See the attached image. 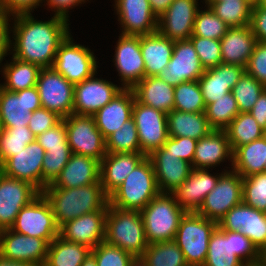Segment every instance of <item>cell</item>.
Returning a JSON list of instances; mask_svg holds the SVG:
<instances>
[{"mask_svg":"<svg viewBox=\"0 0 266 266\" xmlns=\"http://www.w3.org/2000/svg\"><path fill=\"white\" fill-rule=\"evenodd\" d=\"M13 17V30L8 29V34L12 31L14 36L11 40L8 35V51L12 56L41 68L53 67L60 44L71 34L68 21L57 16L37 21L32 14Z\"/></svg>","mask_w":266,"mask_h":266,"instance_id":"1","label":"cell"},{"mask_svg":"<svg viewBox=\"0 0 266 266\" xmlns=\"http://www.w3.org/2000/svg\"><path fill=\"white\" fill-rule=\"evenodd\" d=\"M41 193L49 201L59 228L84 214L108 211L109 196L101 183L74 188H45Z\"/></svg>","mask_w":266,"mask_h":266,"instance_id":"2","label":"cell"},{"mask_svg":"<svg viewBox=\"0 0 266 266\" xmlns=\"http://www.w3.org/2000/svg\"><path fill=\"white\" fill-rule=\"evenodd\" d=\"M159 193L152 162L146 156L109 196V205L122 210L141 211Z\"/></svg>","mask_w":266,"mask_h":266,"instance_id":"3","label":"cell"},{"mask_svg":"<svg viewBox=\"0 0 266 266\" xmlns=\"http://www.w3.org/2000/svg\"><path fill=\"white\" fill-rule=\"evenodd\" d=\"M260 252L241 232L213 231L203 266H251L260 261Z\"/></svg>","mask_w":266,"mask_h":266,"instance_id":"4","label":"cell"},{"mask_svg":"<svg viewBox=\"0 0 266 266\" xmlns=\"http://www.w3.org/2000/svg\"><path fill=\"white\" fill-rule=\"evenodd\" d=\"M105 241L133 256H142L149 244L141 212L122 210L108 205Z\"/></svg>","mask_w":266,"mask_h":266,"instance_id":"5","label":"cell"},{"mask_svg":"<svg viewBox=\"0 0 266 266\" xmlns=\"http://www.w3.org/2000/svg\"><path fill=\"white\" fill-rule=\"evenodd\" d=\"M140 212L148 244L173 241L186 213L172 193H159Z\"/></svg>","mask_w":266,"mask_h":266,"instance_id":"6","label":"cell"},{"mask_svg":"<svg viewBox=\"0 0 266 266\" xmlns=\"http://www.w3.org/2000/svg\"><path fill=\"white\" fill-rule=\"evenodd\" d=\"M218 227L197 212H186L182 217L174 241L184 254L188 266H203L213 231Z\"/></svg>","mask_w":266,"mask_h":266,"instance_id":"7","label":"cell"},{"mask_svg":"<svg viewBox=\"0 0 266 266\" xmlns=\"http://www.w3.org/2000/svg\"><path fill=\"white\" fill-rule=\"evenodd\" d=\"M62 120L67 130V141L71 152L101 162L107 154L106 141L97 128L94 117L73 113Z\"/></svg>","mask_w":266,"mask_h":266,"instance_id":"8","label":"cell"},{"mask_svg":"<svg viewBox=\"0 0 266 266\" xmlns=\"http://www.w3.org/2000/svg\"><path fill=\"white\" fill-rule=\"evenodd\" d=\"M10 229L16 233L44 239L49 244L59 236V227L51 205L42 193L21 209Z\"/></svg>","mask_w":266,"mask_h":266,"instance_id":"9","label":"cell"},{"mask_svg":"<svg viewBox=\"0 0 266 266\" xmlns=\"http://www.w3.org/2000/svg\"><path fill=\"white\" fill-rule=\"evenodd\" d=\"M243 177L233 169L222 171L215 188L206 195L197 211L217 224L225 214L242 202Z\"/></svg>","mask_w":266,"mask_h":266,"instance_id":"10","label":"cell"},{"mask_svg":"<svg viewBox=\"0 0 266 266\" xmlns=\"http://www.w3.org/2000/svg\"><path fill=\"white\" fill-rule=\"evenodd\" d=\"M41 107L65 118L73 114L74 84L53 67L40 70L36 84Z\"/></svg>","mask_w":266,"mask_h":266,"instance_id":"11","label":"cell"},{"mask_svg":"<svg viewBox=\"0 0 266 266\" xmlns=\"http://www.w3.org/2000/svg\"><path fill=\"white\" fill-rule=\"evenodd\" d=\"M60 44L53 68L74 85L97 73V61L94 53L84 45L75 44L71 37Z\"/></svg>","mask_w":266,"mask_h":266,"instance_id":"12","label":"cell"},{"mask_svg":"<svg viewBox=\"0 0 266 266\" xmlns=\"http://www.w3.org/2000/svg\"><path fill=\"white\" fill-rule=\"evenodd\" d=\"M132 117L138 131L140 153L149 156L162 147L169 137L167 114L135 99Z\"/></svg>","mask_w":266,"mask_h":266,"instance_id":"13","label":"cell"},{"mask_svg":"<svg viewBox=\"0 0 266 266\" xmlns=\"http://www.w3.org/2000/svg\"><path fill=\"white\" fill-rule=\"evenodd\" d=\"M217 225L220 230L241 232L259 252L266 246V213L243 201L230 209Z\"/></svg>","mask_w":266,"mask_h":266,"instance_id":"14","label":"cell"},{"mask_svg":"<svg viewBox=\"0 0 266 266\" xmlns=\"http://www.w3.org/2000/svg\"><path fill=\"white\" fill-rule=\"evenodd\" d=\"M40 194L29 182L9 177L0 171V231L10 229L21 209Z\"/></svg>","mask_w":266,"mask_h":266,"instance_id":"15","label":"cell"},{"mask_svg":"<svg viewBox=\"0 0 266 266\" xmlns=\"http://www.w3.org/2000/svg\"><path fill=\"white\" fill-rule=\"evenodd\" d=\"M41 108L37 87L10 92L0 86V128L29 125L31 113Z\"/></svg>","mask_w":266,"mask_h":266,"instance_id":"16","label":"cell"},{"mask_svg":"<svg viewBox=\"0 0 266 266\" xmlns=\"http://www.w3.org/2000/svg\"><path fill=\"white\" fill-rule=\"evenodd\" d=\"M197 52L190 39L174 41L170 62L159 77L169 85L177 86L187 81H197L204 73Z\"/></svg>","mask_w":266,"mask_h":266,"instance_id":"17","label":"cell"},{"mask_svg":"<svg viewBox=\"0 0 266 266\" xmlns=\"http://www.w3.org/2000/svg\"><path fill=\"white\" fill-rule=\"evenodd\" d=\"M91 77L74 85L73 113L93 116L123 90L113 82Z\"/></svg>","mask_w":266,"mask_h":266,"instance_id":"18","label":"cell"},{"mask_svg":"<svg viewBox=\"0 0 266 266\" xmlns=\"http://www.w3.org/2000/svg\"><path fill=\"white\" fill-rule=\"evenodd\" d=\"M49 243L37 237L16 233L11 229L0 231V255L9 260L44 266Z\"/></svg>","mask_w":266,"mask_h":266,"instance_id":"19","label":"cell"},{"mask_svg":"<svg viewBox=\"0 0 266 266\" xmlns=\"http://www.w3.org/2000/svg\"><path fill=\"white\" fill-rule=\"evenodd\" d=\"M45 153L43 147L35 140L28 144L24 150L9 157L0 166V171L9 177L29 182L42 192V163Z\"/></svg>","mask_w":266,"mask_h":266,"instance_id":"20","label":"cell"},{"mask_svg":"<svg viewBox=\"0 0 266 266\" xmlns=\"http://www.w3.org/2000/svg\"><path fill=\"white\" fill-rule=\"evenodd\" d=\"M123 89H132L145 77V64L140 48V36L120 34L114 60Z\"/></svg>","mask_w":266,"mask_h":266,"instance_id":"21","label":"cell"},{"mask_svg":"<svg viewBox=\"0 0 266 266\" xmlns=\"http://www.w3.org/2000/svg\"><path fill=\"white\" fill-rule=\"evenodd\" d=\"M199 9L198 0H174L158 18L157 31L173 41L189 39Z\"/></svg>","mask_w":266,"mask_h":266,"instance_id":"22","label":"cell"},{"mask_svg":"<svg viewBox=\"0 0 266 266\" xmlns=\"http://www.w3.org/2000/svg\"><path fill=\"white\" fill-rule=\"evenodd\" d=\"M120 34L143 36L157 31L158 18L152 12L148 0H115Z\"/></svg>","mask_w":266,"mask_h":266,"instance_id":"23","label":"cell"},{"mask_svg":"<svg viewBox=\"0 0 266 266\" xmlns=\"http://www.w3.org/2000/svg\"><path fill=\"white\" fill-rule=\"evenodd\" d=\"M106 214L107 211H96L70 220L59 228V236L94 249L105 241Z\"/></svg>","mask_w":266,"mask_h":266,"instance_id":"24","label":"cell"},{"mask_svg":"<svg viewBox=\"0 0 266 266\" xmlns=\"http://www.w3.org/2000/svg\"><path fill=\"white\" fill-rule=\"evenodd\" d=\"M148 157L152 162L160 193H172L193 170L192 164L179 159L163 146L154 150Z\"/></svg>","mask_w":266,"mask_h":266,"instance_id":"25","label":"cell"},{"mask_svg":"<svg viewBox=\"0 0 266 266\" xmlns=\"http://www.w3.org/2000/svg\"><path fill=\"white\" fill-rule=\"evenodd\" d=\"M209 169H195L188 178L172 192L176 202L186 212H197L209 194L216 186L219 175H212Z\"/></svg>","mask_w":266,"mask_h":266,"instance_id":"26","label":"cell"},{"mask_svg":"<svg viewBox=\"0 0 266 266\" xmlns=\"http://www.w3.org/2000/svg\"><path fill=\"white\" fill-rule=\"evenodd\" d=\"M244 72L243 66L225 63L206 69L198 79L206 106L232 92Z\"/></svg>","mask_w":266,"mask_h":266,"instance_id":"27","label":"cell"},{"mask_svg":"<svg viewBox=\"0 0 266 266\" xmlns=\"http://www.w3.org/2000/svg\"><path fill=\"white\" fill-rule=\"evenodd\" d=\"M92 183H100V161L72 153L60 175L45 188H74Z\"/></svg>","mask_w":266,"mask_h":266,"instance_id":"28","label":"cell"},{"mask_svg":"<svg viewBox=\"0 0 266 266\" xmlns=\"http://www.w3.org/2000/svg\"><path fill=\"white\" fill-rule=\"evenodd\" d=\"M135 96L132 89H123L94 115L96 126L106 140L132 117Z\"/></svg>","mask_w":266,"mask_h":266,"instance_id":"29","label":"cell"},{"mask_svg":"<svg viewBox=\"0 0 266 266\" xmlns=\"http://www.w3.org/2000/svg\"><path fill=\"white\" fill-rule=\"evenodd\" d=\"M146 156L143 153H107L100 162V183L110 196Z\"/></svg>","mask_w":266,"mask_h":266,"instance_id":"30","label":"cell"},{"mask_svg":"<svg viewBox=\"0 0 266 266\" xmlns=\"http://www.w3.org/2000/svg\"><path fill=\"white\" fill-rule=\"evenodd\" d=\"M257 42L250 24L230 27L220 40L222 63L246 67Z\"/></svg>","mask_w":266,"mask_h":266,"instance_id":"31","label":"cell"},{"mask_svg":"<svg viewBox=\"0 0 266 266\" xmlns=\"http://www.w3.org/2000/svg\"><path fill=\"white\" fill-rule=\"evenodd\" d=\"M232 150L225 130H212L197 141L192 167L209 169L225 160L232 164Z\"/></svg>","mask_w":266,"mask_h":266,"instance_id":"32","label":"cell"},{"mask_svg":"<svg viewBox=\"0 0 266 266\" xmlns=\"http://www.w3.org/2000/svg\"><path fill=\"white\" fill-rule=\"evenodd\" d=\"M140 48L145 64V77L159 76L170 62L174 41L156 31L140 36Z\"/></svg>","mask_w":266,"mask_h":266,"instance_id":"33","label":"cell"},{"mask_svg":"<svg viewBox=\"0 0 266 266\" xmlns=\"http://www.w3.org/2000/svg\"><path fill=\"white\" fill-rule=\"evenodd\" d=\"M135 99L168 114L174 109V86L159 76L144 77L133 88Z\"/></svg>","mask_w":266,"mask_h":266,"instance_id":"34","label":"cell"},{"mask_svg":"<svg viewBox=\"0 0 266 266\" xmlns=\"http://www.w3.org/2000/svg\"><path fill=\"white\" fill-rule=\"evenodd\" d=\"M167 127L169 137H189L197 141L213 130L205 112H183L174 109L167 114Z\"/></svg>","mask_w":266,"mask_h":266,"instance_id":"35","label":"cell"},{"mask_svg":"<svg viewBox=\"0 0 266 266\" xmlns=\"http://www.w3.org/2000/svg\"><path fill=\"white\" fill-rule=\"evenodd\" d=\"M266 133L251 143L244 144L233 151L232 165L234 171L243 178L252 174L265 172Z\"/></svg>","mask_w":266,"mask_h":266,"instance_id":"36","label":"cell"},{"mask_svg":"<svg viewBox=\"0 0 266 266\" xmlns=\"http://www.w3.org/2000/svg\"><path fill=\"white\" fill-rule=\"evenodd\" d=\"M4 64L3 77L5 83L0 86L10 92H17L24 89L35 87L37 84L40 66L23 62L12 56L11 62Z\"/></svg>","mask_w":266,"mask_h":266,"instance_id":"37","label":"cell"},{"mask_svg":"<svg viewBox=\"0 0 266 266\" xmlns=\"http://www.w3.org/2000/svg\"><path fill=\"white\" fill-rule=\"evenodd\" d=\"M89 247L57 236L48 247L44 266H81L91 254Z\"/></svg>","mask_w":266,"mask_h":266,"instance_id":"38","label":"cell"},{"mask_svg":"<svg viewBox=\"0 0 266 266\" xmlns=\"http://www.w3.org/2000/svg\"><path fill=\"white\" fill-rule=\"evenodd\" d=\"M232 152L265 135V131L249 112L239 113L225 129Z\"/></svg>","mask_w":266,"mask_h":266,"instance_id":"39","label":"cell"},{"mask_svg":"<svg viewBox=\"0 0 266 266\" xmlns=\"http://www.w3.org/2000/svg\"><path fill=\"white\" fill-rule=\"evenodd\" d=\"M254 0H231L212 2L209 7L229 27H242L251 22Z\"/></svg>","mask_w":266,"mask_h":266,"instance_id":"40","label":"cell"},{"mask_svg":"<svg viewBox=\"0 0 266 266\" xmlns=\"http://www.w3.org/2000/svg\"><path fill=\"white\" fill-rule=\"evenodd\" d=\"M142 257L149 266H188L174 240L149 244Z\"/></svg>","mask_w":266,"mask_h":266,"instance_id":"41","label":"cell"},{"mask_svg":"<svg viewBox=\"0 0 266 266\" xmlns=\"http://www.w3.org/2000/svg\"><path fill=\"white\" fill-rule=\"evenodd\" d=\"M240 113L232 92L206 106L205 114L213 130H225Z\"/></svg>","mask_w":266,"mask_h":266,"instance_id":"42","label":"cell"},{"mask_svg":"<svg viewBox=\"0 0 266 266\" xmlns=\"http://www.w3.org/2000/svg\"><path fill=\"white\" fill-rule=\"evenodd\" d=\"M35 141V135L28 126L0 128V166Z\"/></svg>","mask_w":266,"mask_h":266,"instance_id":"43","label":"cell"},{"mask_svg":"<svg viewBox=\"0 0 266 266\" xmlns=\"http://www.w3.org/2000/svg\"><path fill=\"white\" fill-rule=\"evenodd\" d=\"M107 153H137L140 152L138 131L131 117L106 140Z\"/></svg>","mask_w":266,"mask_h":266,"instance_id":"44","label":"cell"},{"mask_svg":"<svg viewBox=\"0 0 266 266\" xmlns=\"http://www.w3.org/2000/svg\"><path fill=\"white\" fill-rule=\"evenodd\" d=\"M174 110L205 112L206 104L197 81H187L174 87Z\"/></svg>","mask_w":266,"mask_h":266,"instance_id":"45","label":"cell"},{"mask_svg":"<svg viewBox=\"0 0 266 266\" xmlns=\"http://www.w3.org/2000/svg\"><path fill=\"white\" fill-rule=\"evenodd\" d=\"M230 27L207 6L198 10L192 36L221 40Z\"/></svg>","mask_w":266,"mask_h":266,"instance_id":"46","label":"cell"},{"mask_svg":"<svg viewBox=\"0 0 266 266\" xmlns=\"http://www.w3.org/2000/svg\"><path fill=\"white\" fill-rule=\"evenodd\" d=\"M265 88L263 84L245 71L232 89L240 113L249 112Z\"/></svg>","mask_w":266,"mask_h":266,"instance_id":"47","label":"cell"},{"mask_svg":"<svg viewBox=\"0 0 266 266\" xmlns=\"http://www.w3.org/2000/svg\"><path fill=\"white\" fill-rule=\"evenodd\" d=\"M242 201L266 213V172L243 178Z\"/></svg>","mask_w":266,"mask_h":266,"instance_id":"48","label":"cell"},{"mask_svg":"<svg viewBox=\"0 0 266 266\" xmlns=\"http://www.w3.org/2000/svg\"><path fill=\"white\" fill-rule=\"evenodd\" d=\"M72 152L70 148L48 149L45 153L42 172H43V190L49 184H52L60 175L70 159Z\"/></svg>","mask_w":266,"mask_h":266,"instance_id":"49","label":"cell"},{"mask_svg":"<svg viewBox=\"0 0 266 266\" xmlns=\"http://www.w3.org/2000/svg\"><path fill=\"white\" fill-rule=\"evenodd\" d=\"M199 57L202 67L206 70L222 63L220 40L191 36L189 38Z\"/></svg>","mask_w":266,"mask_h":266,"instance_id":"50","label":"cell"},{"mask_svg":"<svg viewBox=\"0 0 266 266\" xmlns=\"http://www.w3.org/2000/svg\"><path fill=\"white\" fill-rule=\"evenodd\" d=\"M91 255L95 258L97 266H128L134 257L129 252L108 244L106 241L92 249Z\"/></svg>","mask_w":266,"mask_h":266,"instance_id":"51","label":"cell"},{"mask_svg":"<svg viewBox=\"0 0 266 266\" xmlns=\"http://www.w3.org/2000/svg\"><path fill=\"white\" fill-rule=\"evenodd\" d=\"M35 140L43 147L45 152L48 149L70 148L67 141V130L63 120L53 128L37 135Z\"/></svg>","mask_w":266,"mask_h":266,"instance_id":"52","label":"cell"},{"mask_svg":"<svg viewBox=\"0 0 266 266\" xmlns=\"http://www.w3.org/2000/svg\"><path fill=\"white\" fill-rule=\"evenodd\" d=\"M245 71L266 87V42H257Z\"/></svg>","mask_w":266,"mask_h":266,"instance_id":"53","label":"cell"},{"mask_svg":"<svg viewBox=\"0 0 266 266\" xmlns=\"http://www.w3.org/2000/svg\"><path fill=\"white\" fill-rule=\"evenodd\" d=\"M62 119L57 113L41 107L31 113L28 127L36 137L59 124Z\"/></svg>","mask_w":266,"mask_h":266,"instance_id":"54","label":"cell"},{"mask_svg":"<svg viewBox=\"0 0 266 266\" xmlns=\"http://www.w3.org/2000/svg\"><path fill=\"white\" fill-rule=\"evenodd\" d=\"M197 140L189 137H168L163 147L179 159L193 162Z\"/></svg>","mask_w":266,"mask_h":266,"instance_id":"55","label":"cell"},{"mask_svg":"<svg viewBox=\"0 0 266 266\" xmlns=\"http://www.w3.org/2000/svg\"><path fill=\"white\" fill-rule=\"evenodd\" d=\"M45 0H0V11L7 17L31 14Z\"/></svg>","mask_w":266,"mask_h":266,"instance_id":"56","label":"cell"},{"mask_svg":"<svg viewBox=\"0 0 266 266\" xmlns=\"http://www.w3.org/2000/svg\"><path fill=\"white\" fill-rule=\"evenodd\" d=\"M251 29L258 42H266V8L252 5Z\"/></svg>","mask_w":266,"mask_h":266,"instance_id":"57","label":"cell"},{"mask_svg":"<svg viewBox=\"0 0 266 266\" xmlns=\"http://www.w3.org/2000/svg\"><path fill=\"white\" fill-rule=\"evenodd\" d=\"M49 8L54 9V16L60 17L69 21V10L73 9L75 6L85 3L86 0H46ZM89 1V0H87ZM56 10V11H55Z\"/></svg>","mask_w":266,"mask_h":266,"instance_id":"58","label":"cell"},{"mask_svg":"<svg viewBox=\"0 0 266 266\" xmlns=\"http://www.w3.org/2000/svg\"><path fill=\"white\" fill-rule=\"evenodd\" d=\"M249 113L266 132V88L259 95L258 100L255 102Z\"/></svg>","mask_w":266,"mask_h":266,"instance_id":"59","label":"cell"},{"mask_svg":"<svg viewBox=\"0 0 266 266\" xmlns=\"http://www.w3.org/2000/svg\"><path fill=\"white\" fill-rule=\"evenodd\" d=\"M9 20V17L0 11V66L4 57L8 55V29H11Z\"/></svg>","mask_w":266,"mask_h":266,"instance_id":"60","label":"cell"},{"mask_svg":"<svg viewBox=\"0 0 266 266\" xmlns=\"http://www.w3.org/2000/svg\"><path fill=\"white\" fill-rule=\"evenodd\" d=\"M152 12L159 18L174 0H148Z\"/></svg>","mask_w":266,"mask_h":266,"instance_id":"61","label":"cell"},{"mask_svg":"<svg viewBox=\"0 0 266 266\" xmlns=\"http://www.w3.org/2000/svg\"><path fill=\"white\" fill-rule=\"evenodd\" d=\"M0 266H40L37 264H32L28 262H21L15 260L5 259L0 255Z\"/></svg>","mask_w":266,"mask_h":266,"instance_id":"62","label":"cell"},{"mask_svg":"<svg viewBox=\"0 0 266 266\" xmlns=\"http://www.w3.org/2000/svg\"><path fill=\"white\" fill-rule=\"evenodd\" d=\"M128 266H149L142 256H134Z\"/></svg>","mask_w":266,"mask_h":266,"instance_id":"63","label":"cell"},{"mask_svg":"<svg viewBox=\"0 0 266 266\" xmlns=\"http://www.w3.org/2000/svg\"><path fill=\"white\" fill-rule=\"evenodd\" d=\"M81 266H97L95 258L90 254L82 263Z\"/></svg>","mask_w":266,"mask_h":266,"instance_id":"64","label":"cell"},{"mask_svg":"<svg viewBox=\"0 0 266 266\" xmlns=\"http://www.w3.org/2000/svg\"><path fill=\"white\" fill-rule=\"evenodd\" d=\"M254 4L266 8V0H254Z\"/></svg>","mask_w":266,"mask_h":266,"instance_id":"65","label":"cell"},{"mask_svg":"<svg viewBox=\"0 0 266 266\" xmlns=\"http://www.w3.org/2000/svg\"><path fill=\"white\" fill-rule=\"evenodd\" d=\"M260 258L262 261L266 262V246L264 249L260 252Z\"/></svg>","mask_w":266,"mask_h":266,"instance_id":"66","label":"cell"},{"mask_svg":"<svg viewBox=\"0 0 266 266\" xmlns=\"http://www.w3.org/2000/svg\"><path fill=\"white\" fill-rule=\"evenodd\" d=\"M205 1V7L209 6L212 2H219V1H231V0H204Z\"/></svg>","mask_w":266,"mask_h":266,"instance_id":"67","label":"cell"},{"mask_svg":"<svg viewBox=\"0 0 266 266\" xmlns=\"http://www.w3.org/2000/svg\"><path fill=\"white\" fill-rule=\"evenodd\" d=\"M251 266H266V262L260 260V261L254 263V264L251 265Z\"/></svg>","mask_w":266,"mask_h":266,"instance_id":"68","label":"cell"}]
</instances>
